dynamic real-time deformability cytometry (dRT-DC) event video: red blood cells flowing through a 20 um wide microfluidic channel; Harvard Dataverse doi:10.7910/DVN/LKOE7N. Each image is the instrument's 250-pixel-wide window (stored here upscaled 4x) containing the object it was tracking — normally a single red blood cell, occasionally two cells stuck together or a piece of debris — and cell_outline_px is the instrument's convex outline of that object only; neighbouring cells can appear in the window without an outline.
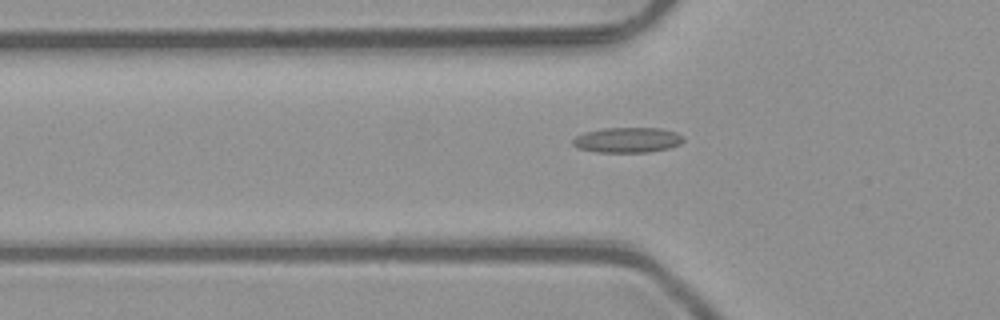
{"species": "common noctule bat (a hibernating species)", "species_latin": "Nyctalus noctula", "temperature_condition": "room temperature", "stored_images_in_passage": 37, "camera_frame_rate_fps": 3000, "um_per_image_px": 0.085, "animal": {"sex": "male", "body_mass_g": 23.1, "forearm_length_mm": 52.7}, "frame": {"image": 1, "passage_image": 3, "time_ms": 0.667, "image_size_px": [1000, 320], "cell_outline_px": [[684, 140], [680, 144], [668, 148], [648, 152], [596, 152], [576, 148], [572, 144], [572, 140], [576, 136], [584, 132], [604, 128], [660, 128], [676, 132], [684, 136]], "centroid_in_image_um": [53.32, 11.9], "position_along_channel_um": 72.5, "area_um2": 16.36}}
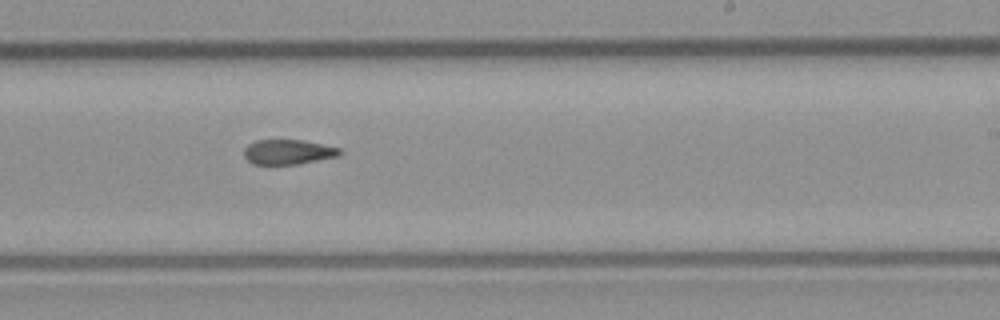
{"frame": {"image": 2, "passage_image": 17, "time_ms": 5.333, "image_size_px": [1000, 320], "cell_outline_px": [[340, 152], [336, 156], [296, 164], [252, 164], [244, 156], [244, 148], [248, 144], [256, 140], [304, 140], [340, 148]], "centroid_in_image_um": [24.43, 12.9], "position_along_channel_um": 264.6, "area_um2": 13.64}}
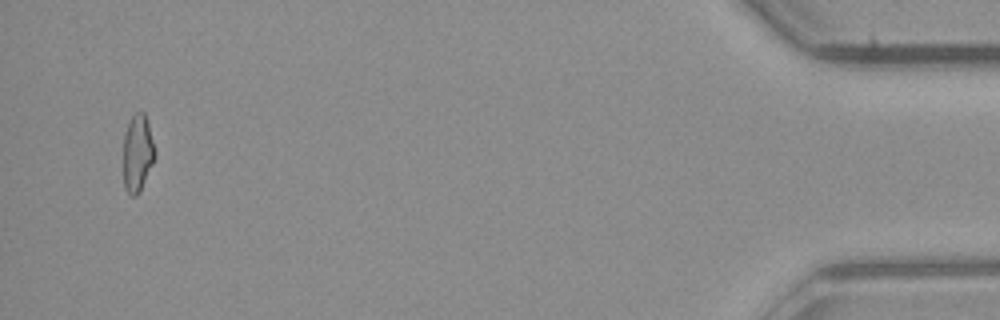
{"frame": {"image": 3, "passage_image": 35, "time_ms": 11.333, "image_size_px": [1000, 320], "cell_outline_px": [[156, 156], [140, 192], [136, 196], [132, 196], [124, 188], [124, 136], [128, 124], [132, 116], [136, 112], [144, 112], [156, 148]], "centroid_in_image_um": [11.71, 13.04], "position_along_channel_um": 423.5, "area_um2": 14.22}, "authors_computed_cell_mechanics": {"area_um2": 14.6812, "velocity_mm_per_s": 4.0972, "shape_relaxation_time_tau1_ms": null, "shape_relaxation_time_tau2_ms": 4.1662, "deformation_change_tau1": null, "deformation_change_tau2": 0.1347}}